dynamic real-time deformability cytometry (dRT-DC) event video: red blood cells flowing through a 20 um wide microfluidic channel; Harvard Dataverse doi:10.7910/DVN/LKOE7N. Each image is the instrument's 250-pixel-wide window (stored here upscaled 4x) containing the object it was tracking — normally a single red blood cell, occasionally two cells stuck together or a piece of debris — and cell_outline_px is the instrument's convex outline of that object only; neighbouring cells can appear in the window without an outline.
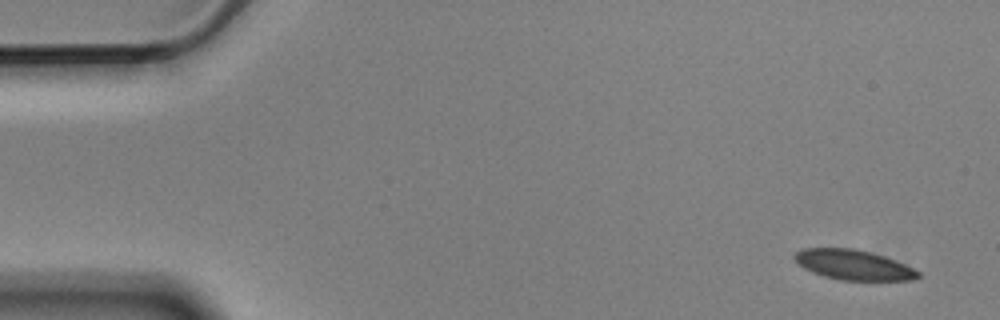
{"species": "Egyptian fruit bat (a non-hibernating species)", "species_latin": "Rousettus aegyptiacus", "temperature_condition": "cold", "stored_images_in_passage": 4, "camera_frame_rate_fps": 3000, "um_per_image_px": 0.085, "animal": {"sex": "male"}, "frame": {"image": 1, "passage_image": 1, "time_ms": 0.0, "image_size_px": [1000, 320], "cell_outline_px": [[920, 276], [912, 280], [840, 280], [824, 276], [812, 272], [804, 268], [792, 256], [796, 252], [804, 248], [852, 248], [884, 256], [896, 260], [920, 272]], "centroid_in_image_um": [72.54, 22.51], "position_along_channel_um": 12.5, "area_um2": 21.39}}
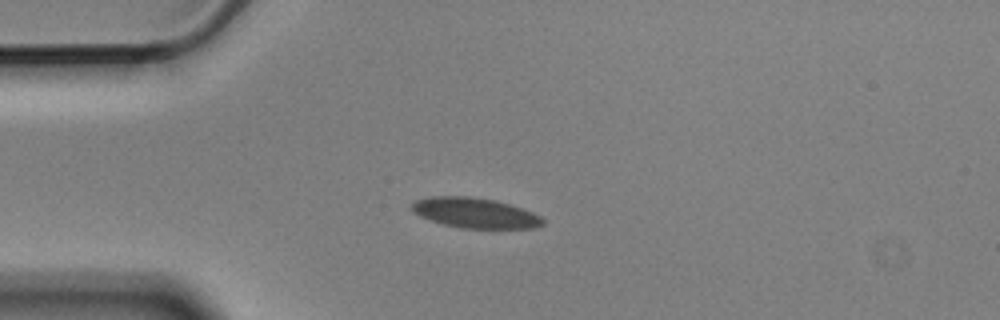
{"frame": {"image": 2, "passage_image": 3, "time_ms": 0.667, "image_size_px": [1000, 320], "cell_outline_px": [[544, 224], [532, 228], [460, 228], [444, 224], [420, 216], [412, 212], [408, 208], [416, 200], [432, 196], [468, 196], [496, 200], [532, 212], [540, 216], [544, 220]], "centroid_in_image_um": [40.34, 18.09], "position_along_channel_um": 44.7, "area_um2": 22.95}}